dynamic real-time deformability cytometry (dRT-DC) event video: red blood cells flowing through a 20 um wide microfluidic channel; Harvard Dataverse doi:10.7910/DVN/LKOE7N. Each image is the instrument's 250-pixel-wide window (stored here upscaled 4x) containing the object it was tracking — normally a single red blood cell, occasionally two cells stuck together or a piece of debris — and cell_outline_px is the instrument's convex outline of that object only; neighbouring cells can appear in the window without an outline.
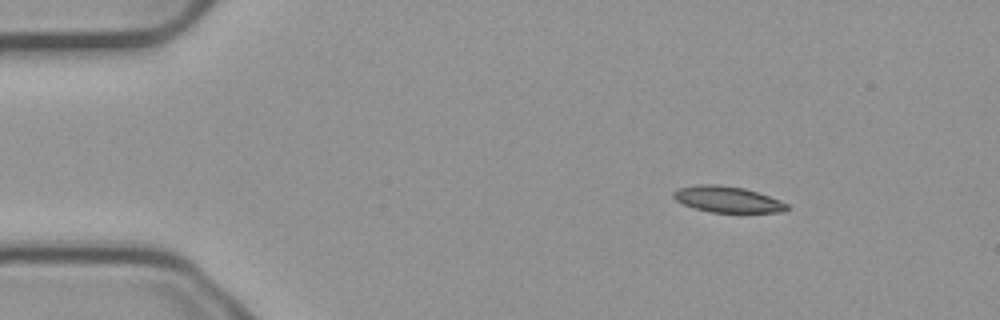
{"species": "common noctule bat (a hibernating species)", "species_latin": "Nyctalus noctula", "temperature_condition": "cold", "stored_images_in_passage": 55, "camera_frame_rate_fps": 3000, "um_per_image_px": 0.085, "animal": {"sex": "male", "body_mass_g": 23.1, "forearm_length_mm": 52.7}, "frame": {"image": 1, "passage_image": 8, "time_ms": 2.333, "image_size_px": [1000, 320], "cell_outline_px": [[788, 208], [784, 212], [712, 212], [696, 208], [684, 204], [676, 200], [672, 196], [672, 192], [680, 188], [696, 184], [716, 184], [744, 188], [780, 200], [788, 204]], "centroid_in_image_um": [61.82, 16.94], "position_along_channel_um": 23.2, "area_um2": 17.05}}
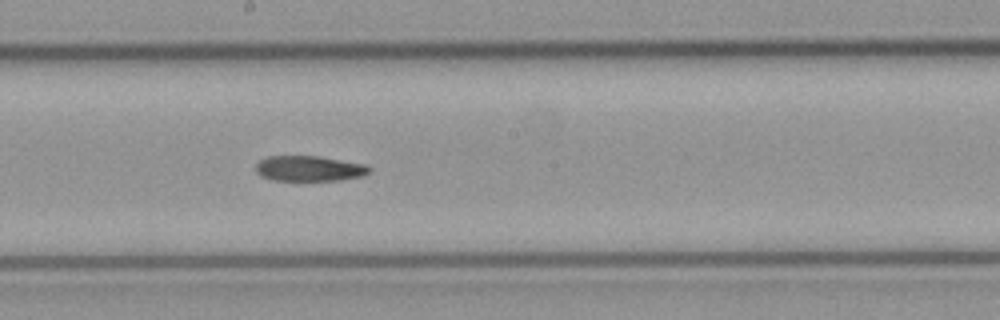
{"frame": {"image": 2, "passage_image": 30, "time_ms": 9.667, "image_size_px": [1000, 320], "cell_outline_px": [[372, 168], [368, 172], [360, 176], [340, 180], [272, 180], [260, 176], [256, 172], [256, 164], [260, 160], [268, 156], [320, 156], [368, 164]], "centroid_in_image_um": [26.29, 14.31], "position_along_channel_um": 221.9, "area_um2": 16.88}}
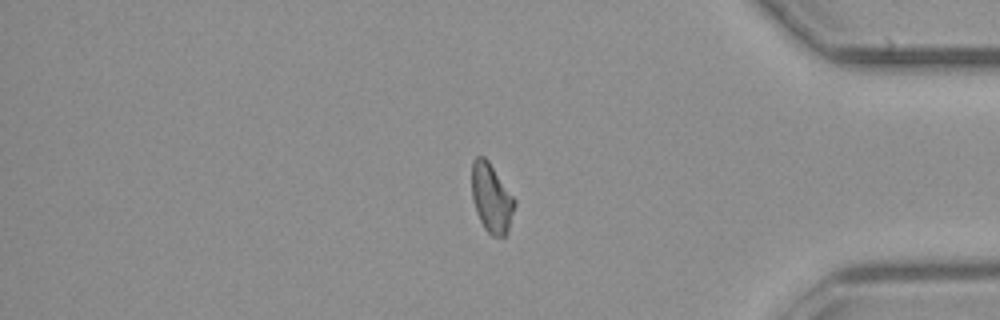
{"frame": {"image": 3, "passage_image": 46, "time_ms": 15.0, "image_size_px": [1000, 320], "cell_outline_px": [[516, 204], [508, 232], [504, 236], [492, 236], [484, 228], [476, 212], [472, 196], [472, 160], [476, 156], [484, 156], [488, 160], [516, 200]], "centroid_in_image_um": [41.78, 16.83], "position_along_channel_um": 393.4, "area_um2": 17.28}}